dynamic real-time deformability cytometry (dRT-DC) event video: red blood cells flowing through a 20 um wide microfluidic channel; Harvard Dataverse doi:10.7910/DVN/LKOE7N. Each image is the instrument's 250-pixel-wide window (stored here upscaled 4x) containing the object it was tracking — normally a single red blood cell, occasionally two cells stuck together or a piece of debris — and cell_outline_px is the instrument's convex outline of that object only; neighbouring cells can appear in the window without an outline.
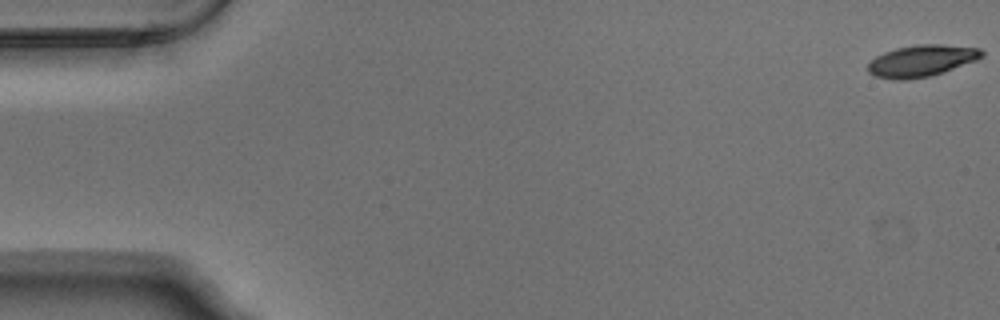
{"species": "Egyptian fruit bat (a non-hibernating species)", "species_latin": "Rousettus aegyptiacus", "temperature_condition": "warm", "stored_images_in_passage": 54, "camera_frame_rate_fps": 3000, "um_per_image_px": 0.085, "animal": {"sex": "male"}, "frame": {"image": 1, "passage_image": 1, "time_ms": 0.0, "image_size_px": [1000, 320], "cell_outline_px": [[984, 56], [976, 60], [944, 72], [928, 76], [908, 80], [896, 80], [876, 76], [868, 72], [868, 64], [876, 56], [884, 52], [896, 48], [916, 44], [940, 44], [980, 48], [984, 52]], "centroid_in_image_um": [78.34, 5.16], "position_along_channel_um": 6.7, "area_um2": 20.98}}
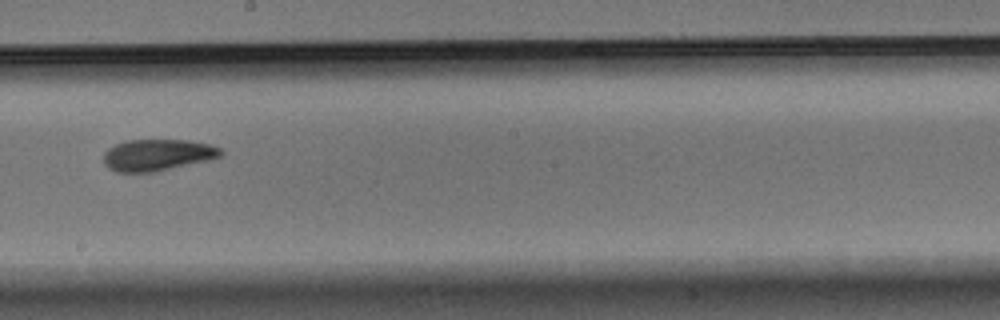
{"frame": {"image": 2, "passage_image": 31, "time_ms": 10.0, "image_size_px": [1000, 320], "cell_outline_px": [[224, 156], [212, 160], [156, 172], [116, 172], [108, 168], [104, 164], [104, 152], [108, 148], [116, 144], [128, 140], [188, 140], [208, 144], [220, 148], [224, 152]], "centroid_in_image_um": [13.43, 13.18], "position_along_channel_um": 234.8, "area_um2": 21.91}}
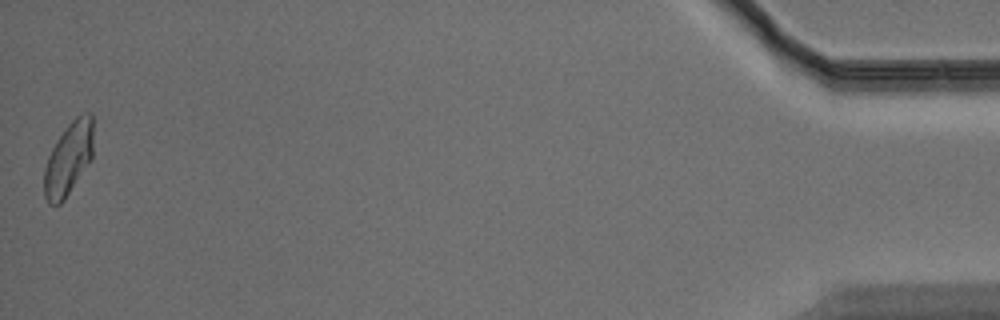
{"frame": {"image": 3, "passage_image": 54, "time_ms": 17.667, "image_size_px": [1000, 320], "cell_outline_px": [[92, 160], [64, 200], [60, 204], [48, 204], [44, 196], [44, 168], [48, 156], [56, 140], [68, 124], [80, 112], [92, 112]], "centroid_in_image_um": [5.82, 13.48], "position_along_channel_um": 429.4, "area_um2": 21.1}, "authors_computed_cell_mechanics": {"area_um2": 21.3282, "velocity_mm_per_s": 3.7631, "shape_relaxation_time_tau1_ms": 4.8645, "shape_relaxation_time_tau2_ms": 3.4982, "deformation_change_tau1": 0.1738, "deformation_change_tau2": 0.097}}